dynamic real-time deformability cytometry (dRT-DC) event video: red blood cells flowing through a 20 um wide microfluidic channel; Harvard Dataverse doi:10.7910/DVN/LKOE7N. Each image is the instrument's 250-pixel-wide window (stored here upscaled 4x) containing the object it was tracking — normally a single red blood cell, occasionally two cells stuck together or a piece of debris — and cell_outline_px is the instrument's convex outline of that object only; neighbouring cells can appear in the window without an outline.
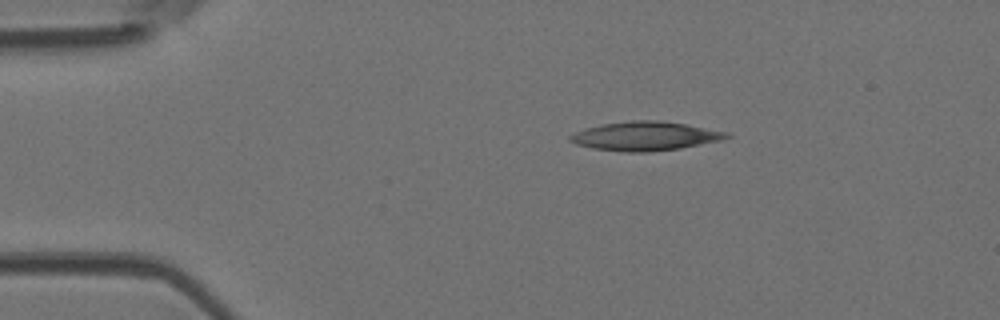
{"species": "Egyptian fruit bat (a non-hibernating species)", "species_latin": "Rousettus aegyptiacus", "temperature_condition": "room temperature", "stored_images_in_passage": 4, "camera_frame_rate_fps": 3000, "um_per_image_px": 0.085, "animal": {"sex": "female"}, "frame": {"image": 1, "passage_image": 1, "time_ms": 0.0, "image_size_px": [1000, 320], "cell_outline_px": [[732, 136], [720, 140], [680, 148], [644, 152], [628, 152], [592, 148], [576, 144], [568, 140], [568, 136], [584, 128], [600, 124], [632, 120], [656, 120], [684, 124], [728, 132]], "centroid_in_image_um": [54.79, 11.56], "position_along_channel_um": 30.2, "area_um2": 26.18}}